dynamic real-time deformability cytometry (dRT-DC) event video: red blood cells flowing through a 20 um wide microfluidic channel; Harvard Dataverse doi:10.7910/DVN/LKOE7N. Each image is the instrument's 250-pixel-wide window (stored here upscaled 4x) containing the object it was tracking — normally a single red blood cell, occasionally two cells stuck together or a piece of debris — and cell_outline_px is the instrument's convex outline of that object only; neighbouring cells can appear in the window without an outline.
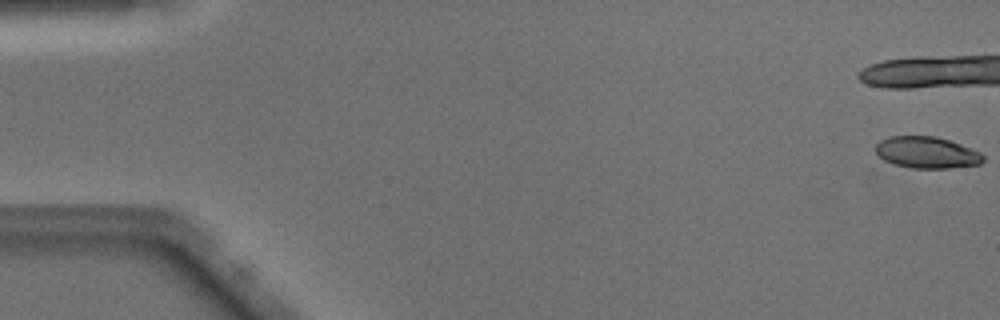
{"species": "Egyptian fruit bat (a non-hibernating species)", "species_latin": "Rousettus aegyptiacus", "temperature_condition": "warm", "stored_images_in_passage": 14, "camera_frame_rate_fps": 3000, "um_per_image_px": 0.085, "animal": {"sex": "male"}, "frame": {"image": 1, "passage_image": 1, "time_ms": 0.0, "image_size_px": [1000, 320], "cell_outline_px": [[984, 160], [980, 164], [948, 168], [912, 168], [896, 164], [884, 160], [876, 152], [876, 144], [880, 140], [888, 136], [936, 136], [972, 148], [980, 152], [984, 156]], "centroid_in_image_um": [78.79, 12.95], "position_along_channel_um": 6.2, "area_um2": 19.71}}